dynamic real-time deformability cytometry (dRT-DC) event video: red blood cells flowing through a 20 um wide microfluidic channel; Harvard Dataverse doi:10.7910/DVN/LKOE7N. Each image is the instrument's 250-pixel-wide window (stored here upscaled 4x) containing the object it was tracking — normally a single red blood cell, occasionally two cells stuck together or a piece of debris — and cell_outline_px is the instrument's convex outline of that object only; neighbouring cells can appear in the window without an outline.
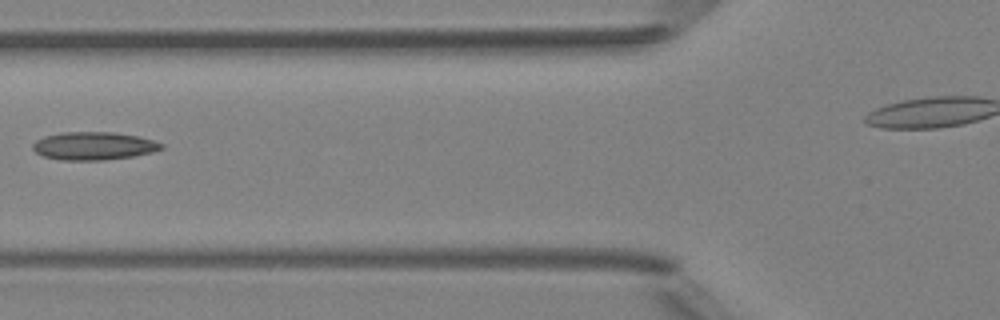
{"species": "Egyptian fruit bat (a non-hibernating species)", "species_latin": "Rousettus aegyptiacus", "temperature_condition": "room temperature", "stored_images_in_passage": 4, "camera_frame_rate_fps": 3000, "um_per_image_px": 0.085, "animal": {"sex": "female"}, "frame": {"image": 1, "passage_image": 3, "time_ms": 2.333, "image_size_px": [1000, 320], "cell_outline_px": [[164, 148], [152, 152], [132, 156], [104, 160], [60, 160], [44, 156], [36, 152], [32, 148], [32, 144], [36, 140], [44, 136], [60, 132], [112, 132], [140, 136], [164, 144]], "centroid_in_image_um": [7.96, 12.39], "position_along_channel_um": 117.8, "area_um2": 21.04}}